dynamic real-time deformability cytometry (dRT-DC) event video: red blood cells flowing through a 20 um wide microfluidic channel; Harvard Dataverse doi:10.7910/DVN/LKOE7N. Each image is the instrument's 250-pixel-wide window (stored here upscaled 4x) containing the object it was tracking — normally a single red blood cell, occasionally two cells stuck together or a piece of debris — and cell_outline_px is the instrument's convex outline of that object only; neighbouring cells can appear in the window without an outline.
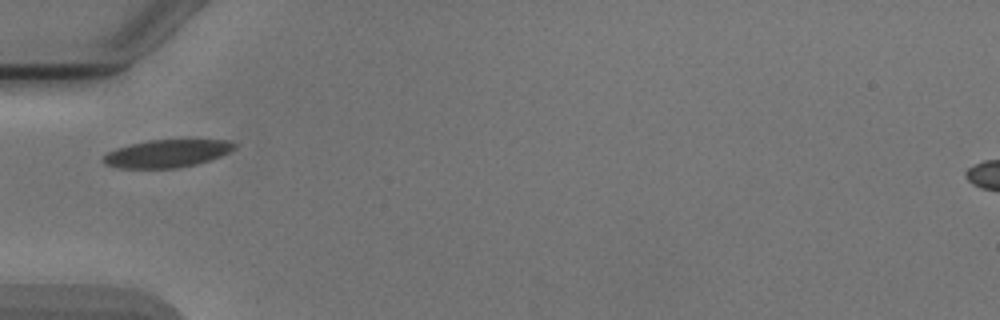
{"species": "Egyptian fruit bat (a non-hibernating species)", "species_latin": "Rousettus aegyptiacus", "temperature_condition": "cold", "stored_images_in_passage": 1, "camera_frame_rate_fps": 3000, "um_per_image_px": 0.085, "animal": {"sex": "male"}, "frame": {"image": 1, "passage_image": 1, "time_ms": 0.0, "image_size_px": [1000, 320], "cell_outline_px": [[236, 148], [220, 156], [196, 164], [176, 168], [116, 168], [104, 164], [100, 160], [108, 152], [116, 148], [148, 140], [228, 140], [236, 144]], "centroid_in_image_um": [14.15, 13.05], "position_along_channel_um": 70.8, "area_um2": 21.1}}